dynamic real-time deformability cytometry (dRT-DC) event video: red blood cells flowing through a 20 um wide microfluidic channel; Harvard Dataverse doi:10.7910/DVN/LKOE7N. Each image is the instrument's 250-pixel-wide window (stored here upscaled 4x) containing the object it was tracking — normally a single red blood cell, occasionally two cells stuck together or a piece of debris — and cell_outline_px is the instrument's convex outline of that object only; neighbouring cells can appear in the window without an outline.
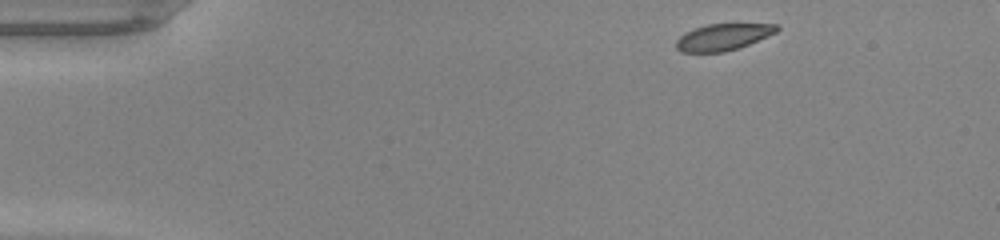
{"species": "common noctule bat (a hibernating species)", "species_latin": "Nyctalus noctula", "temperature_condition": "warm", "stored_images_in_passage": 44, "segment_of_instrument_passage": [1, 2], "camera_frame_rate_fps": 3000, "um_per_image_px": 0.085, "animal": {"sex": "male", "body_mass_g": 20.0, "forearm_length_mm": 53.3}, "frame": {"image": 1, "passage_image": 1, "time_ms": 0.0, "image_size_px": [1000, 240], "cell_outline_px": [[780, 28], [776, 32], [748, 44], [724, 52], [680, 52], [676, 48], [676, 40], [684, 32], [708, 24], [776, 24]], "centroid_in_image_um": [61.42, 3.15], "position_along_channel_um": 23.6, "area_um2": 15.37}}
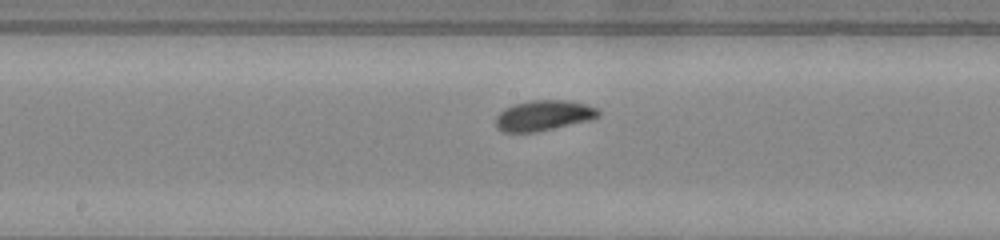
{"frame": {"image": 2, "passage_image": 20, "time_ms": 6.333, "image_size_px": [1000, 240], "cell_outline_px": [[600, 116], [592, 120], [536, 132], [504, 132], [496, 128], [496, 116], [504, 108], [512, 104], [532, 100], [564, 100], [584, 104], [596, 108], [600, 112]], "centroid_in_image_um": [46.19, 9.82], "position_along_channel_um": 202.0, "area_um2": 18.26}}
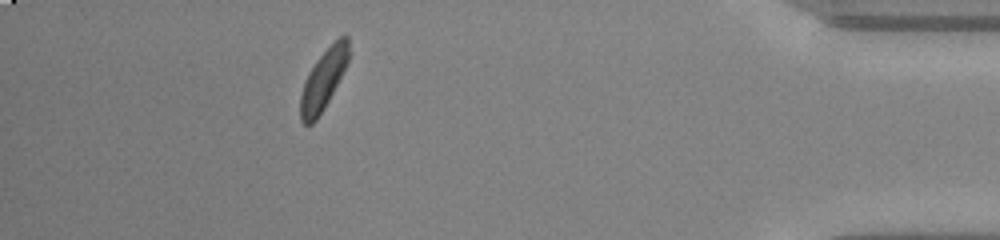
{"frame": {"image": 3, "passage_image": 38, "time_ms": 12.333, "image_size_px": [1000, 240], "cell_outline_px": [[348, 60], [324, 108], [316, 120], [312, 124], [304, 124], [300, 120], [300, 96], [304, 80], [308, 72], [316, 60], [340, 36], [348, 36]], "centroid_in_image_um": [27.43, 6.81], "position_along_channel_um": 407.8, "area_um2": 16.42}}